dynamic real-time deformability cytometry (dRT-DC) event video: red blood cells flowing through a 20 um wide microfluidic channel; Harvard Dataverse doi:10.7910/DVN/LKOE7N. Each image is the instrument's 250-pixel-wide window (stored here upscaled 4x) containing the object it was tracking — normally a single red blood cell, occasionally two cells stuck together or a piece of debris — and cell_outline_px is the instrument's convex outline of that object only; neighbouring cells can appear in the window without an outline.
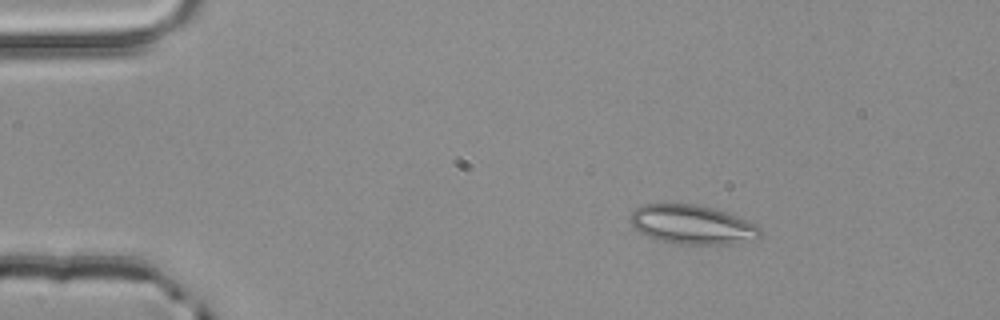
{"species": "common noctule bat (a hibernating species)", "species_latin": "Nyctalus noctula", "temperature_condition": "room temperature", "stored_images_in_passage": 3, "camera_frame_rate_fps": 3000, "um_per_image_px": 0.085, "animal": {"sex": "male", "body_mass_g": 20.4}, "frame": {"image": 1, "passage_image": 1, "time_ms": 0.0, "image_size_px": [1000, 320], "cell_outline_px": [[764, 232], [756, 240], [732, 244], [672, 244], [656, 240], [640, 232], [628, 220], [632, 212], [636, 208], [644, 204], [696, 204], [712, 208], [736, 216], [756, 224]], "centroid_in_image_um": [58.86, 19.11], "position_along_channel_um": 26.1, "area_um2": 29.82}}